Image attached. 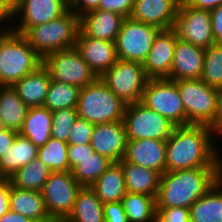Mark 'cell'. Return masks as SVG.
I'll return each mask as SVG.
<instances>
[{"mask_svg":"<svg viewBox=\"0 0 222 222\" xmlns=\"http://www.w3.org/2000/svg\"><path fill=\"white\" fill-rule=\"evenodd\" d=\"M103 214L105 222H128L121 201L103 204Z\"/></svg>","mask_w":222,"mask_h":222,"instance_id":"41","label":"cell"},{"mask_svg":"<svg viewBox=\"0 0 222 222\" xmlns=\"http://www.w3.org/2000/svg\"><path fill=\"white\" fill-rule=\"evenodd\" d=\"M123 160L153 169L162 175L166 172V140H127Z\"/></svg>","mask_w":222,"mask_h":222,"instance_id":"18","label":"cell"},{"mask_svg":"<svg viewBox=\"0 0 222 222\" xmlns=\"http://www.w3.org/2000/svg\"><path fill=\"white\" fill-rule=\"evenodd\" d=\"M36 222H65V219L56 218V217H49V218L46 219V220L36 221Z\"/></svg>","mask_w":222,"mask_h":222,"instance_id":"51","label":"cell"},{"mask_svg":"<svg viewBox=\"0 0 222 222\" xmlns=\"http://www.w3.org/2000/svg\"><path fill=\"white\" fill-rule=\"evenodd\" d=\"M75 48L98 77L119 60L115 42L87 37L80 29Z\"/></svg>","mask_w":222,"mask_h":222,"instance_id":"16","label":"cell"},{"mask_svg":"<svg viewBox=\"0 0 222 222\" xmlns=\"http://www.w3.org/2000/svg\"><path fill=\"white\" fill-rule=\"evenodd\" d=\"M125 104L141 101L149 78L142 63L118 60L100 77Z\"/></svg>","mask_w":222,"mask_h":222,"instance_id":"9","label":"cell"},{"mask_svg":"<svg viewBox=\"0 0 222 222\" xmlns=\"http://www.w3.org/2000/svg\"><path fill=\"white\" fill-rule=\"evenodd\" d=\"M0 222H34L33 220L26 218L25 216L8 210L4 215L0 217Z\"/></svg>","mask_w":222,"mask_h":222,"instance_id":"50","label":"cell"},{"mask_svg":"<svg viewBox=\"0 0 222 222\" xmlns=\"http://www.w3.org/2000/svg\"><path fill=\"white\" fill-rule=\"evenodd\" d=\"M113 163L107 157L93 152L79 160L71 170L72 176L82 187H91L103 172Z\"/></svg>","mask_w":222,"mask_h":222,"instance_id":"33","label":"cell"},{"mask_svg":"<svg viewBox=\"0 0 222 222\" xmlns=\"http://www.w3.org/2000/svg\"><path fill=\"white\" fill-rule=\"evenodd\" d=\"M18 133L15 130L0 127V157L13 144Z\"/></svg>","mask_w":222,"mask_h":222,"instance_id":"48","label":"cell"},{"mask_svg":"<svg viewBox=\"0 0 222 222\" xmlns=\"http://www.w3.org/2000/svg\"><path fill=\"white\" fill-rule=\"evenodd\" d=\"M156 222H190L189 209L182 207L156 209Z\"/></svg>","mask_w":222,"mask_h":222,"instance_id":"39","label":"cell"},{"mask_svg":"<svg viewBox=\"0 0 222 222\" xmlns=\"http://www.w3.org/2000/svg\"><path fill=\"white\" fill-rule=\"evenodd\" d=\"M134 6V0H101L98 9L112 11L125 18L130 17Z\"/></svg>","mask_w":222,"mask_h":222,"instance_id":"40","label":"cell"},{"mask_svg":"<svg viewBox=\"0 0 222 222\" xmlns=\"http://www.w3.org/2000/svg\"><path fill=\"white\" fill-rule=\"evenodd\" d=\"M160 31L156 26L125 18L115 42L118 59L143 64Z\"/></svg>","mask_w":222,"mask_h":222,"instance_id":"12","label":"cell"},{"mask_svg":"<svg viewBox=\"0 0 222 222\" xmlns=\"http://www.w3.org/2000/svg\"><path fill=\"white\" fill-rule=\"evenodd\" d=\"M51 113V137L67 142L71 132V128L78 118L76 108L60 109Z\"/></svg>","mask_w":222,"mask_h":222,"instance_id":"37","label":"cell"},{"mask_svg":"<svg viewBox=\"0 0 222 222\" xmlns=\"http://www.w3.org/2000/svg\"><path fill=\"white\" fill-rule=\"evenodd\" d=\"M91 188L103 204L121 201L126 194V188L120 162L111 163Z\"/></svg>","mask_w":222,"mask_h":222,"instance_id":"28","label":"cell"},{"mask_svg":"<svg viewBox=\"0 0 222 222\" xmlns=\"http://www.w3.org/2000/svg\"><path fill=\"white\" fill-rule=\"evenodd\" d=\"M215 44H222V4L210 11Z\"/></svg>","mask_w":222,"mask_h":222,"instance_id":"44","label":"cell"},{"mask_svg":"<svg viewBox=\"0 0 222 222\" xmlns=\"http://www.w3.org/2000/svg\"><path fill=\"white\" fill-rule=\"evenodd\" d=\"M125 17L103 9H96L79 17V29L93 39L116 42Z\"/></svg>","mask_w":222,"mask_h":222,"instance_id":"21","label":"cell"},{"mask_svg":"<svg viewBox=\"0 0 222 222\" xmlns=\"http://www.w3.org/2000/svg\"><path fill=\"white\" fill-rule=\"evenodd\" d=\"M187 5L197 9L213 10L222 4V0H183Z\"/></svg>","mask_w":222,"mask_h":222,"instance_id":"49","label":"cell"},{"mask_svg":"<svg viewBox=\"0 0 222 222\" xmlns=\"http://www.w3.org/2000/svg\"><path fill=\"white\" fill-rule=\"evenodd\" d=\"M128 222H156L155 198L145 194L126 192L121 200Z\"/></svg>","mask_w":222,"mask_h":222,"instance_id":"32","label":"cell"},{"mask_svg":"<svg viewBox=\"0 0 222 222\" xmlns=\"http://www.w3.org/2000/svg\"><path fill=\"white\" fill-rule=\"evenodd\" d=\"M80 88L51 79L43 107L50 112L60 109L76 108Z\"/></svg>","mask_w":222,"mask_h":222,"instance_id":"34","label":"cell"},{"mask_svg":"<svg viewBox=\"0 0 222 222\" xmlns=\"http://www.w3.org/2000/svg\"><path fill=\"white\" fill-rule=\"evenodd\" d=\"M50 82L48 70L41 65L36 71L15 82L12 88L28 107H43Z\"/></svg>","mask_w":222,"mask_h":222,"instance_id":"22","label":"cell"},{"mask_svg":"<svg viewBox=\"0 0 222 222\" xmlns=\"http://www.w3.org/2000/svg\"><path fill=\"white\" fill-rule=\"evenodd\" d=\"M52 113L44 107H29L19 133L36 147L46 144L51 138Z\"/></svg>","mask_w":222,"mask_h":222,"instance_id":"29","label":"cell"},{"mask_svg":"<svg viewBox=\"0 0 222 222\" xmlns=\"http://www.w3.org/2000/svg\"><path fill=\"white\" fill-rule=\"evenodd\" d=\"M141 102L167 118L175 126L186 125L184 104L175 81L167 78L149 79Z\"/></svg>","mask_w":222,"mask_h":222,"instance_id":"10","label":"cell"},{"mask_svg":"<svg viewBox=\"0 0 222 222\" xmlns=\"http://www.w3.org/2000/svg\"><path fill=\"white\" fill-rule=\"evenodd\" d=\"M100 1L101 0H76L69 7V10H71L76 16L81 17L83 14L98 9Z\"/></svg>","mask_w":222,"mask_h":222,"instance_id":"45","label":"cell"},{"mask_svg":"<svg viewBox=\"0 0 222 222\" xmlns=\"http://www.w3.org/2000/svg\"><path fill=\"white\" fill-rule=\"evenodd\" d=\"M42 64L43 59L22 34L12 31L0 36V86H12Z\"/></svg>","mask_w":222,"mask_h":222,"instance_id":"3","label":"cell"},{"mask_svg":"<svg viewBox=\"0 0 222 222\" xmlns=\"http://www.w3.org/2000/svg\"><path fill=\"white\" fill-rule=\"evenodd\" d=\"M212 133L206 125L175 126L166 140V171L222 167V154Z\"/></svg>","mask_w":222,"mask_h":222,"instance_id":"1","label":"cell"},{"mask_svg":"<svg viewBox=\"0 0 222 222\" xmlns=\"http://www.w3.org/2000/svg\"><path fill=\"white\" fill-rule=\"evenodd\" d=\"M28 109L12 86H0V127L19 132Z\"/></svg>","mask_w":222,"mask_h":222,"instance_id":"27","label":"cell"},{"mask_svg":"<svg viewBox=\"0 0 222 222\" xmlns=\"http://www.w3.org/2000/svg\"><path fill=\"white\" fill-rule=\"evenodd\" d=\"M67 7H70L76 0H61Z\"/></svg>","mask_w":222,"mask_h":222,"instance_id":"52","label":"cell"},{"mask_svg":"<svg viewBox=\"0 0 222 222\" xmlns=\"http://www.w3.org/2000/svg\"><path fill=\"white\" fill-rule=\"evenodd\" d=\"M127 104L114 95L106 83L98 77L80 89L76 106L78 117L92 124L122 121Z\"/></svg>","mask_w":222,"mask_h":222,"instance_id":"5","label":"cell"},{"mask_svg":"<svg viewBox=\"0 0 222 222\" xmlns=\"http://www.w3.org/2000/svg\"><path fill=\"white\" fill-rule=\"evenodd\" d=\"M200 79L210 87L222 88V44H213L205 49Z\"/></svg>","mask_w":222,"mask_h":222,"instance_id":"36","label":"cell"},{"mask_svg":"<svg viewBox=\"0 0 222 222\" xmlns=\"http://www.w3.org/2000/svg\"><path fill=\"white\" fill-rule=\"evenodd\" d=\"M37 157L38 147L18 133L13 144L0 157V177L9 178Z\"/></svg>","mask_w":222,"mask_h":222,"instance_id":"24","label":"cell"},{"mask_svg":"<svg viewBox=\"0 0 222 222\" xmlns=\"http://www.w3.org/2000/svg\"><path fill=\"white\" fill-rule=\"evenodd\" d=\"M171 30L178 40L204 49L215 44L209 10L197 9L180 1Z\"/></svg>","mask_w":222,"mask_h":222,"instance_id":"11","label":"cell"},{"mask_svg":"<svg viewBox=\"0 0 222 222\" xmlns=\"http://www.w3.org/2000/svg\"><path fill=\"white\" fill-rule=\"evenodd\" d=\"M67 151V142L51 137L45 145L38 147V158L52 172H67L70 171Z\"/></svg>","mask_w":222,"mask_h":222,"instance_id":"35","label":"cell"},{"mask_svg":"<svg viewBox=\"0 0 222 222\" xmlns=\"http://www.w3.org/2000/svg\"><path fill=\"white\" fill-rule=\"evenodd\" d=\"M127 140H167L175 125L141 101L128 104L123 116Z\"/></svg>","mask_w":222,"mask_h":222,"instance_id":"7","label":"cell"},{"mask_svg":"<svg viewBox=\"0 0 222 222\" xmlns=\"http://www.w3.org/2000/svg\"><path fill=\"white\" fill-rule=\"evenodd\" d=\"M65 222H105L103 203L91 187H81Z\"/></svg>","mask_w":222,"mask_h":222,"instance_id":"30","label":"cell"},{"mask_svg":"<svg viewBox=\"0 0 222 222\" xmlns=\"http://www.w3.org/2000/svg\"><path fill=\"white\" fill-rule=\"evenodd\" d=\"M204 56V48L177 39L170 76L167 79L173 81L200 79L203 72Z\"/></svg>","mask_w":222,"mask_h":222,"instance_id":"20","label":"cell"},{"mask_svg":"<svg viewBox=\"0 0 222 222\" xmlns=\"http://www.w3.org/2000/svg\"><path fill=\"white\" fill-rule=\"evenodd\" d=\"M94 149L90 144L68 145V162L70 171L79 163V160L92 154Z\"/></svg>","mask_w":222,"mask_h":222,"instance_id":"42","label":"cell"},{"mask_svg":"<svg viewBox=\"0 0 222 222\" xmlns=\"http://www.w3.org/2000/svg\"><path fill=\"white\" fill-rule=\"evenodd\" d=\"M9 210L36 221L48 219L41 192L19 189L10 184Z\"/></svg>","mask_w":222,"mask_h":222,"instance_id":"25","label":"cell"},{"mask_svg":"<svg viewBox=\"0 0 222 222\" xmlns=\"http://www.w3.org/2000/svg\"><path fill=\"white\" fill-rule=\"evenodd\" d=\"M8 20L10 22L13 21L12 0H0V24L5 25ZM11 26L12 25H5L0 27V36L11 33L13 31V27ZM1 28H3V30H1Z\"/></svg>","mask_w":222,"mask_h":222,"instance_id":"43","label":"cell"},{"mask_svg":"<svg viewBox=\"0 0 222 222\" xmlns=\"http://www.w3.org/2000/svg\"><path fill=\"white\" fill-rule=\"evenodd\" d=\"M222 167H202L166 171L161 175L156 209L182 207L189 209L220 178Z\"/></svg>","mask_w":222,"mask_h":222,"instance_id":"2","label":"cell"},{"mask_svg":"<svg viewBox=\"0 0 222 222\" xmlns=\"http://www.w3.org/2000/svg\"><path fill=\"white\" fill-rule=\"evenodd\" d=\"M186 113V125L210 126L215 118L218 89L201 79L175 81Z\"/></svg>","mask_w":222,"mask_h":222,"instance_id":"6","label":"cell"},{"mask_svg":"<svg viewBox=\"0 0 222 222\" xmlns=\"http://www.w3.org/2000/svg\"><path fill=\"white\" fill-rule=\"evenodd\" d=\"M190 222H222V177L189 208Z\"/></svg>","mask_w":222,"mask_h":222,"instance_id":"26","label":"cell"},{"mask_svg":"<svg viewBox=\"0 0 222 222\" xmlns=\"http://www.w3.org/2000/svg\"><path fill=\"white\" fill-rule=\"evenodd\" d=\"M90 145L94 152L107 157L112 162L123 160L127 146L123 121L96 124Z\"/></svg>","mask_w":222,"mask_h":222,"instance_id":"17","label":"cell"},{"mask_svg":"<svg viewBox=\"0 0 222 222\" xmlns=\"http://www.w3.org/2000/svg\"><path fill=\"white\" fill-rule=\"evenodd\" d=\"M42 65L48 70L52 80L80 89L98 78L75 47L46 55Z\"/></svg>","mask_w":222,"mask_h":222,"instance_id":"8","label":"cell"},{"mask_svg":"<svg viewBox=\"0 0 222 222\" xmlns=\"http://www.w3.org/2000/svg\"><path fill=\"white\" fill-rule=\"evenodd\" d=\"M181 0H134L130 18L161 30L171 29Z\"/></svg>","mask_w":222,"mask_h":222,"instance_id":"19","label":"cell"},{"mask_svg":"<svg viewBox=\"0 0 222 222\" xmlns=\"http://www.w3.org/2000/svg\"><path fill=\"white\" fill-rule=\"evenodd\" d=\"M177 37L171 30H161L143 62V68L149 79L168 78L174 58Z\"/></svg>","mask_w":222,"mask_h":222,"instance_id":"15","label":"cell"},{"mask_svg":"<svg viewBox=\"0 0 222 222\" xmlns=\"http://www.w3.org/2000/svg\"><path fill=\"white\" fill-rule=\"evenodd\" d=\"M9 178L0 177V217L9 210Z\"/></svg>","mask_w":222,"mask_h":222,"instance_id":"46","label":"cell"},{"mask_svg":"<svg viewBox=\"0 0 222 222\" xmlns=\"http://www.w3.org/2000/svg\"><path fill=\"white\" fill-rule=\"evenodd\" d=\"M126 192L152 196L156 199L161 174L153 169L120 161Z\"/></svg>","mask_w":222,"mask_h":222,"instance_id":"23","label":"cell"},{"mask_svg":"<svg viewBox=\"0 0 222 222\" xmlns=\"http://www.w3.org/2000/svg\"><path fill=\"white\" fill-rule=\"evenodd\" d=\"M52 173L40 158L33 159L9 177L16 188L41 192L47 178Z\"/></svg>","mask_w":222,"mask_h":222,"instance_id":"31","label":"cell"},{"mask_svg":"<svg viewBox=\"0 0 222 222\" xmlns=\"http://www.w3.org/2000/svg\"><path fill=\"white\" fill-rule=\"evenodd\" d=\"M209 127L213 134L222 137V88L218 89L216 114L213 123Z\"/></svg>","mask_w":222,"mask_h":222,"instance_id":"47","label":"cell"},{"mask_svg":"<svg viewBox=\"0 0 222 222\" xmlns=\"http://www.w3.org/2000/svg\"><path fill=\"white\" fill-rule=\"evenodd\" d=\"M95 125L78 117L71 128L68 145L90 144Z\"/></svg>","mask_w":222,"mask_h":222,"instance_id":"38","label":"cell"},{"mask_svg":"<svg viewBox=\"0 0 222 222\" xmlns=\"http://www.w3.org/2000/svg\"><path fill=\"white\" fill-rule=\"evenodd\" d=\"M68 10L61 0H12L11 23H18L12 25L13 31L23 35L30 27L56 19Z\"/></svg>","mask_w":222,"mask_h":222,"instance_id":"14","label":"cell"},{"mask_svg":"<svg viewBox=\"0 0 222 222\" xmlns=\"http://www.w3.org/2000/svg\"><path fill=\"white\" fill-rule=\"evenodd\" d=\"M81 187L71 171L52 172L41 190L48 215L66 219L73 210Z\"/></svg>","mask_w":222,"mask_h":222,"instance_id":"13","label":"cell"},{"mask_svg":"<svg viewBox=\"0 0 222 222\" xmlns=\"http://www.w3.org/2000/svg\"><path fill=\"white\" fill-rule=\"evenodd\" d=\"M79 17L71 10L47 23L30 27L23 36L43 59L46 55L75 47Z\"/></svg>","mask_w":222,"mask_h":222,"instance_id":"4","label":"cell"}]
</instances>
